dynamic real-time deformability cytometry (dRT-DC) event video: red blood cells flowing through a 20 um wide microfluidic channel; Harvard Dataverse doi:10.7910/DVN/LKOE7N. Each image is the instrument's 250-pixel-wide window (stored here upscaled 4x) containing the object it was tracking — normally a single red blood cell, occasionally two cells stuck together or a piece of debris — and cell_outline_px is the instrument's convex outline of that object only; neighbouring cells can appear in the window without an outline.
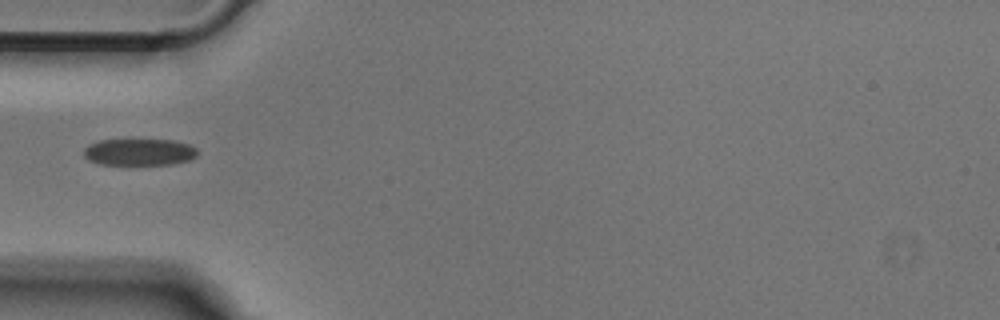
{"species": "Egyptian fruit bat (a non-hibernating species)", "species_latin": "Rousettus aegyptiacus", "temperature_condition": "cold", "stored_images_in_passage": 36, "camera_frame_rate_fps": 3000, "um_per_image_px": 0.085, "animal": {"sex": "male"}, "frame": {"image": 1, "passage_image": 1, "time_ms": 0.0, "image_size_px": [1000, 320], "cell_outline_px": [[200, 152], [192, 160], [172, 164], [100, 164], [88, 160], [84, 156], [84, 148], [88, 144], [100, 140], [172, 140], [188, 144], [196, 148]], "centroid_in_image_um": [11.86, 12.92], "position_along_channel_um": 73.1, "area_um2": 17.8}}
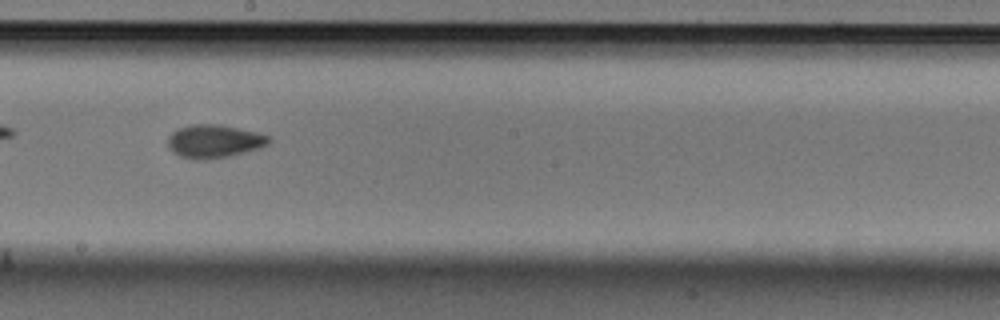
{"frame": {"image": 2, "passage_image": 13, "time_ms": 4.0, "image_size_px": [1000, 320], "cell_outline_px": [[272, 140], [268, 144], [260, 148], [228, 156], [200, 160], [196, 160], [180, 156], [172, 152], [168, 148], [168, 136], [176, 128], [192, 124], [220, 124], [256, 132], [272, 136]], "centroid_in_image_um": [18.19, 12.0], "position_along_channel_um": 230.0, "area_um2": 19.71}}
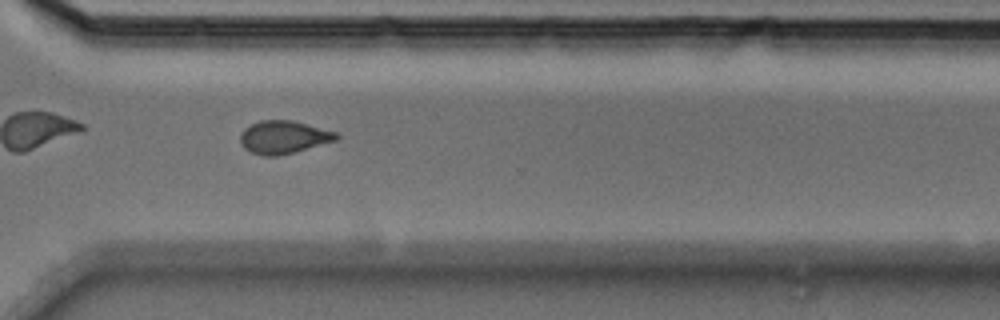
{"frame": {"image": 3, "passage_image": 22, "time_ms": 7.0, "image_size_px": [1000, 320], "cell_outline_px": [[340, 136], [336, 140], [296, 152], [276, 156], [264, 156], [252, 152], [244, 148], [240, 144], [240, 136], [244, 128], [260, 120], [292, 120], [336, 132]], "centroid_in_image_um": [24.09, 11.66], "position_along_channel_um": 346.5, "area_um2": 18.38}}